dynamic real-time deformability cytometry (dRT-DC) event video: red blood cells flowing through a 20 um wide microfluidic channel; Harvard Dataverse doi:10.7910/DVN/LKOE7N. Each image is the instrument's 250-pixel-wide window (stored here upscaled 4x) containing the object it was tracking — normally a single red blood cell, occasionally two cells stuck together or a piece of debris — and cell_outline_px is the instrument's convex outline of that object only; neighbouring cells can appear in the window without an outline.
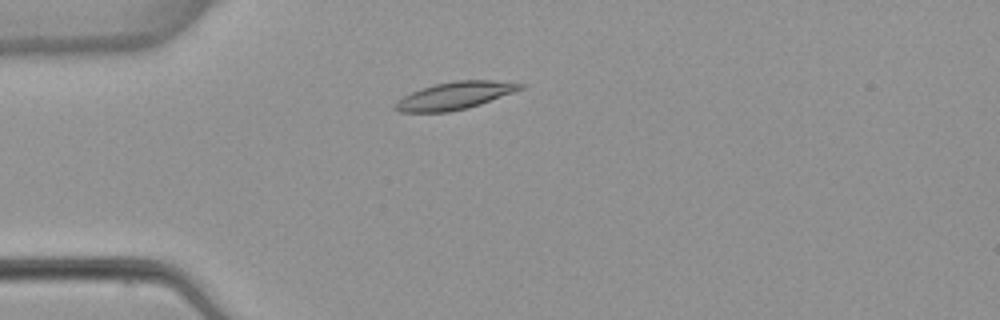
{"species": "common noctule bat (a hibernating species)", "species_latin": "Nyctalus noctula", "temperature_condition": "warm", "stored_images_in_passage": 2, "camera_frame_rate_fps": 3000, "um_per_image_px": 0.085, "animal": {"sex": "female", "body_mass_g": 22.7, "forearm_length_mm": 54.2}, "frame": {"image": 1, "passage_image": 2, "time_ms": 1.0, "image_size_px": [1000, 320], "cell_outline_px": [[524, 88], [480, 104], [468, 108], [448, 112], [400, 112], [392, 108], [392, 104], [396, 100], [420, 88], [436, 84], [456, 80], [492, 80], [524, 84]], "centroid_in_image_um": [38.6, 8.13], "position_along_channel_um": 46.4, "area_um2": 20.0}}